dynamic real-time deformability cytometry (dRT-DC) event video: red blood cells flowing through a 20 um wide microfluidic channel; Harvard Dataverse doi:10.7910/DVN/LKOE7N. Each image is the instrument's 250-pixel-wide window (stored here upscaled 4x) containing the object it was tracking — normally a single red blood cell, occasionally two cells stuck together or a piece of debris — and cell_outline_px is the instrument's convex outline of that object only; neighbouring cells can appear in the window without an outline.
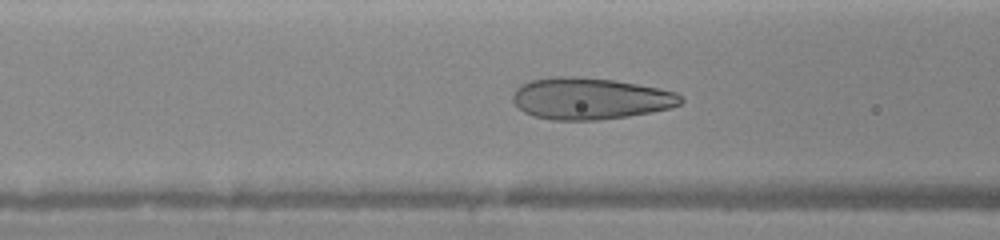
{"species": "human", "species_latin": "Homo sapiens", "temperature_condition": "warm", "stored_images_in_passage": 42, "camera_frame_rate_fps": 3000, "um_per_image_px": 0.085, "donor": {"sex": "female"}, "frame": {"image": 1, "passage_image": 10, "time_ms": 3.333, "image_size_px": [1000, 240], "cell_outline_px": [[684, 100], [680, 104], [672, 108], [652, 112], [628, 116], [596, 120], [552, 120], [532, 116], [524, 112], [512, 100], [512, 92], [520, 84], [528, 80], [548, 76], [576, 76], [616, 80], [660, 88], [676, 92]], "centroid_in_image_um": [50.14, 8.36], "position_along_channel_um": 116.5, "area_um2": 41.33}}
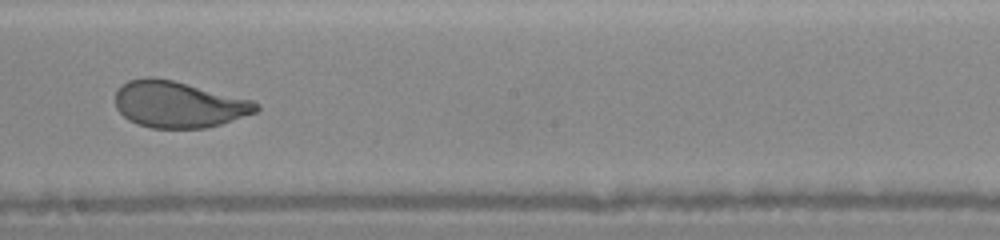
{"frame": {"image": 2, "passage_image": 21, "time_ms": 6.0, "image_size_px": [1000, 240], "cell_outline_px": [[260, 108], [256, 112], [220, 124], [204, 128], [152, 128], [136, 124], [128, 120], [116, 108], [116, 88], [120, 84], [128, 80], [144, 76], [152, 76], [172, 80], [252, 100], [260, 104]], "centroid_in_image_um": [15.13, 8.86], "position_along_channel_um": 233.1, "area_um2": 38.21}}
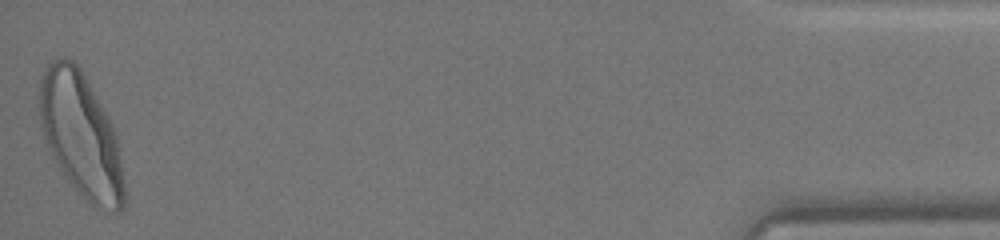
{"frame": {"image": 3, "passage_image": 42, "time_ms": 12.333, "image_size_px": [1000, 240], "cell_outline_px": [[124, 208], [120, 212], [112, 212], [96, 208], [76, 188], [60, 168], [44, 144], [40, 120], [40, 76], [48, 64], [56, 56], [60, 56], [72, 60], [80, 68], [108, 116], [112, 124], [116, 136], [124, 184]], "centroid_in_image_um": [6.86, 11.46], "position_along_channel_um": 428.3, "area_um2": 60.69}}